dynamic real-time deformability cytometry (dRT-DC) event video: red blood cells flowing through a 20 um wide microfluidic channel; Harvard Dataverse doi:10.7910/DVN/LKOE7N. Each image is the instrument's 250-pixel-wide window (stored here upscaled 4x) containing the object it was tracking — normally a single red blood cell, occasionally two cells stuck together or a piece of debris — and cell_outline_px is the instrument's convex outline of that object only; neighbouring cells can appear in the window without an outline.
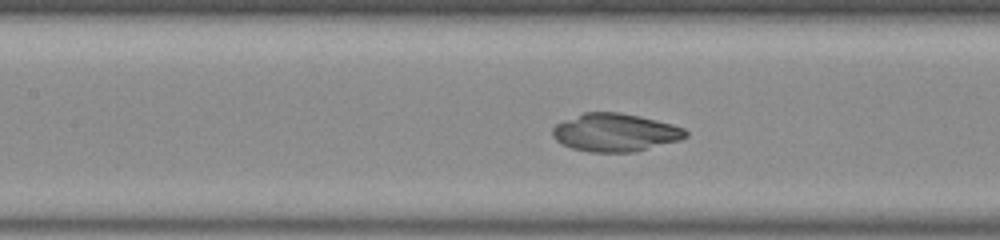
{"species": "common noctule bat (a hibernating species)", "species_latin": "Nyctalus noctula", "temperature_condition": "room temperature", "stored_images_in_passage": 39, "camera_frame_rate_fps": 3000, "um_per_image_px": 0.085, "animal": {"sex": "male", "body_mass_g": 20.0, "forearm_length_mm": 53.3}, "frame": {"image": 1, "passage_image": 18, "time_ms": 5.667, "image_size_px": [1000, 240], "cell_outline_px": [[688, 136], [680, 140], [632, 152], [588, 152], [572, 148], [560, 144], [552, 136], [552, 128], [556, 124], [564, 120], [584, 112], [620, 112], [640, 116], [672, 124], [684, 128], [688, 132]], "centroid_in_image_um": [52.27, 11.26], "position_along_channel_um": 155.1, "area_um2": 29.54}}
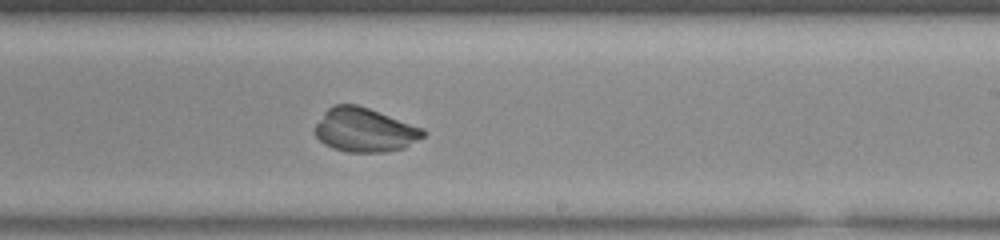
{"frame": {"image": 2, "passage_image": 26, "time_ms": 8.333, "image_size_px": [1000, 240], "cell_outline_px": [[428, 132], [424, 136], [404, 148], [384, 152], [348, 152], [332, 148], [324, 144], [316, 136], [312, 128], [324, 112], [332, 104], [356, 104], [368, 108], [424, 128]], "centroid_in_image_um": [30.97, 11.04], "position_along_channel_um": 258.0, "area_um2": 27.92}}
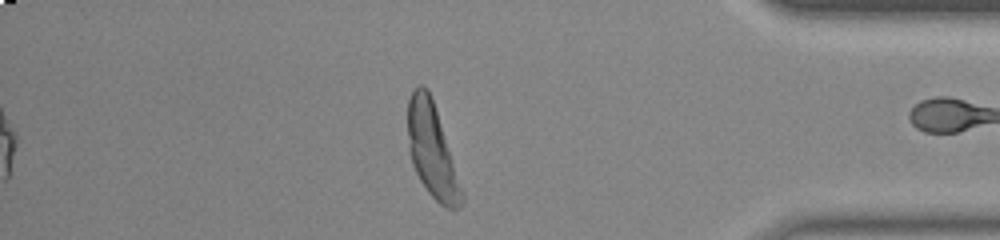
{"frame": {"image": 3, "passage_image": 39, "time_ms": 12.667, "image_size_px": [1000, 240], "cell_outline_px": [[464, 200], [456, 208], [444, 208], [428, 192], [420, 180], [412, 164], [408, 148], [408, 100], [412, 88], [420, 84], [424, 84], [428, 88], [432, 96], [464, 192]], "centroid_in_image_um": [36.72, 12.75], "position_along_channel_um": 398.5, "area_um2": 29.59}, "authors_computed_cell_mechanics": {"area_um2": 28.033, "velocity_mm_per_s": 3.8738, "shape_relaxation_time_tau1_ms": 6.7667, "shape_relaxation_time_tau2_ms": 2.4316, "deformation_change_tau1": 0.3228, "deformation_change_tau2": 0.0403}}